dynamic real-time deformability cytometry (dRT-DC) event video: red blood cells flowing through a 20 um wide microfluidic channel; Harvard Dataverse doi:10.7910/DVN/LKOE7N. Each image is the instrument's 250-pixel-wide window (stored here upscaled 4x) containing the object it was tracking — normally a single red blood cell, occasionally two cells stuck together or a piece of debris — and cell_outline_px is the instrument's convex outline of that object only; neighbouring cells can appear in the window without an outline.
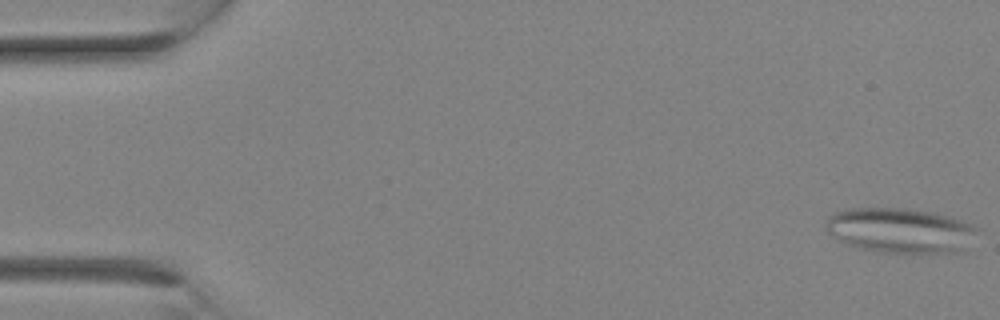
{"species": "Egyptian fruit bat (a non-hibernating species)", "species_latin": "Rousettus aegyptiacus", "temperature_condition": "room temperature", "stored_images_in_passage": 8, "camera_frame_rate_fps": 3000, "um_per_image_px": 0.085, "animal": {"sex": "female"}, "frame": {"image": 1, "passage_image": 1, "time_ms": 0.0, "image_size_px": [1000, 320], "cell_outline_px": [[976, 228], [964, 252], [876, 252], [860, 248], [848, 244], [832, 236], [824, 228], [824, 224], [836, 212], [848, 208], [908, 208], [936, 212], [952, 216]], "centroid_in_image_um": [76.49, 19.57], "position_along_channel_um": 8.5, "area_um2": 39.42}}